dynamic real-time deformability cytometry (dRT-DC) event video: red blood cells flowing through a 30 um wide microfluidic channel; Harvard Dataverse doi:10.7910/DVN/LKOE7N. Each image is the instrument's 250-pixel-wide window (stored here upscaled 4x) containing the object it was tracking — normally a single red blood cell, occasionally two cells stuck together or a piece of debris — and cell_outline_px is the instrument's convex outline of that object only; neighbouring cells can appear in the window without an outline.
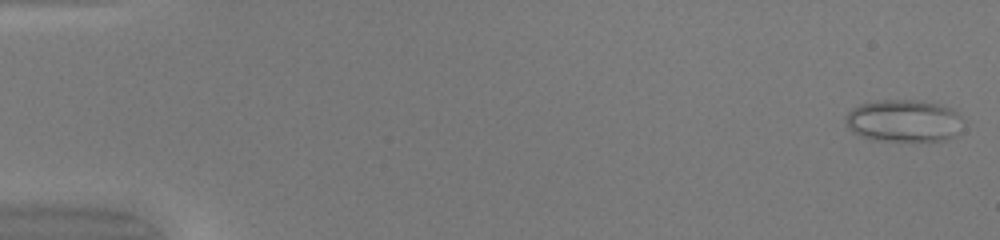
{"species": "common noctule bat (a hibernating species)", "species_latin": "Nyctalus noctula", "temperature_condition": "warm", "stored_images_in_passage": 49, "camera_frame_rate_fps": 3000, "um_per_image_px": 0.085, "animal": {"sex": "female", "body_mass_g": 20.0, "forearm_length_mm": 54.0}, "frame": {"image": 1, "passage_image": 1, "time_ms": 0.0, "image_size_px": [1000, 240], "cell_outline_px": [[964, 120], [956, 136], [944, 140], [872, 140], [860, 136], [852, 132], [848, 128], [844, 120], [844, 116], [852, 108], [860, 104], [880, 100], [920, 100], [940, 104], [952, 108]], "centroid_in_image_um": [76.8, 10.26], "position_along_channel_um": 8.2, "area_um2": 29.19}}
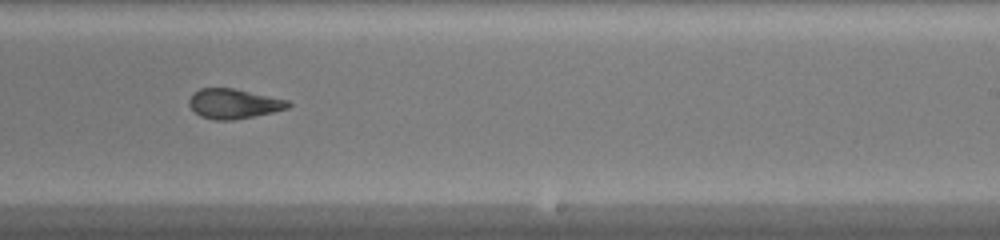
{"frame": {"image": 2, "passage_image": 31, "time_ms": 10.0, "image_size_px": [1000, 240], "cell_outline_px": [[292, 104], [288, 108], [272, 112], [232, 120], [212, 120], [200, 116], [188, 104], [188, 100], [192, 92], [200, 88], [232, 88], [288, 100]], "centroid_in_image_um": [19.82, 8.81], "position_along_channel_um": 269.2, "area_um2": 17.11}}
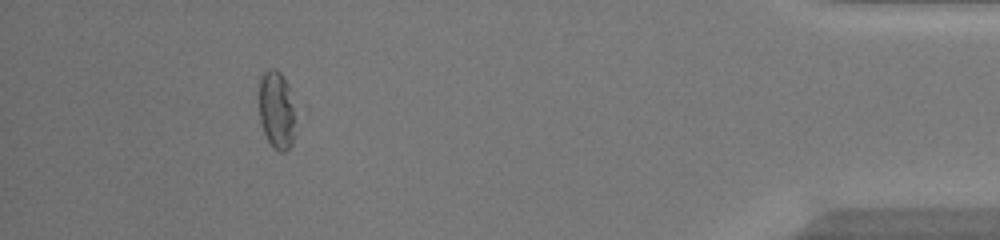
{"frame": {"image": 3, "passage_image": 45, "time_ms": 14.667, "image_size_px": [1000, 240], "cell_outline_px": [[296, 132], [292, 144], [284, 152], [280, 152], [272, 148], [264, 132], [260, 120], [256, 84], [260, 76], [268, 68], [276, 68], [284, 76], [288, 84], [296, 108]], "centroid_in_image_um": [23.51, 9.3], "position_along_channel_um": 411.7, "area_um2": 17.86}, "authors_computed_cell_mechanics": {"area_um2": 19.074, "velocity_mm_per_s": 4.2211, "shape_relaxation_time_tau1_ms": null, "shape_relaxation_time_tau2_ms": 1.2484, "deformation_change_tau1": null, "deformation_change_tau2": 0.0822}}